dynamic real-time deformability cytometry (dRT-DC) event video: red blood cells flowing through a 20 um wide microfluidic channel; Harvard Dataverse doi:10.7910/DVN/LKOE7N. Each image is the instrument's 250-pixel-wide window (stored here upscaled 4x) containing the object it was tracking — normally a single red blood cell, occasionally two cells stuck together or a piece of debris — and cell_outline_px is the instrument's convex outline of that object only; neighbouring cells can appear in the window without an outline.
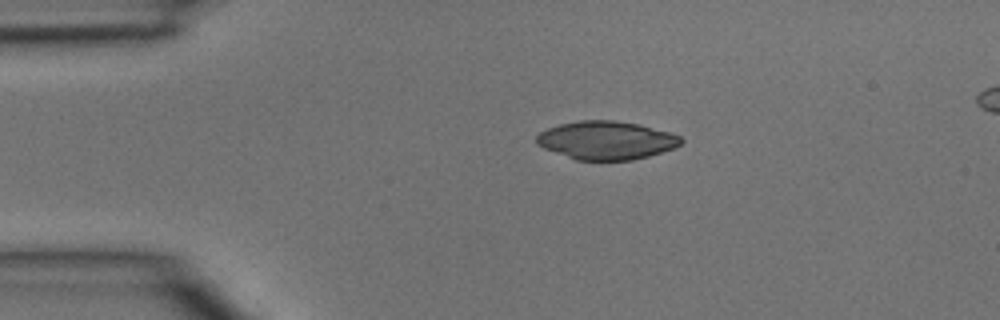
{"species": "common noctule bat (a hibernating species)", "species_latin": "Nyctalus noctula", "temperature_condition": "room temperature", "stored_images_in_passage": 3, "camera_frame_rate_fps": 3000, "um_per_image_px": 0.085, "animal": {"sex": "male", "body_mass_g": 15.6}, "frame": {"image": 1, "passage_image": 1, "time_ms": 0.0, "image_size_px": [1000, 320], "cell_outline_px": [[684, 140], [680, 144], [672, 148], [648, 156], [632, 160], [576, 160], [544, 148], [536, 144], [536, 136], [540, 132], [548, 128], [560, 124], [580, 120], [616, 120], [640, 124], [668, 132], [680, 136]], "centroid_in_image_um": [51.52, 11.92], "position_along_channel_um": 33.5, "area_um2": 32.14}}